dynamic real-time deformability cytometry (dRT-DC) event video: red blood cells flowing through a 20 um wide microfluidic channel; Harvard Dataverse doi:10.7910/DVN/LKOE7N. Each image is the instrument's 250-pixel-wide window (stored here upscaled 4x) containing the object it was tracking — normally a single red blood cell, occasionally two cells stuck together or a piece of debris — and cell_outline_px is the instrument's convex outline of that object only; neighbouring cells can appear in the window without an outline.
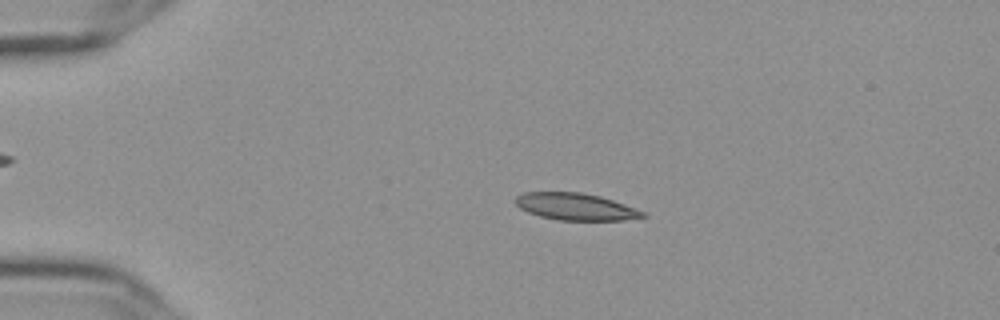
{"species": "Egyptian fruit bat (a non-hibernating species)", "species_latin": "Rousettus aegyptiacus", "temperature_condition": "cold", "stored_images_in_passage": 56, "camera_frame_rate_fps": 3000, "um_per_image_px": 0.085, "frame": {"image": 1, "passage_image": 12, "time_ms": 3.667, "image_size_px": [1000, 320], "cell_outline_px": [[648, 216], [620, 220], [560, 220], [540, 216], [528, 212], [520, 208], [512, 200], [516, 196], [524, 192], [580, 192], [600, 196], [648, 212]], "centroid_in_image_um": [48.93, 17.56], "position_along_channel_um": 36.1, "area_um2": 20.06}}
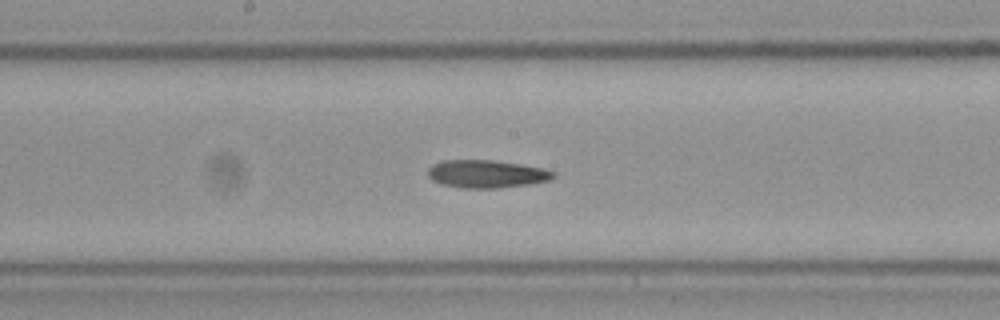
{"frame": {"image": 2, "passage_image": 30, "time_ms": 9.667, "image_size_px": [1000, 320], "cell_outline_px": [[556, 176], [548, 180], [532, 184], [500, 188], [464, 188], [440, 184], [432, 180], [428, 176], [428, 168], [432, 164], [444, 160], [492, 160], [520, 164], [540, 168], [556, 172]], "centroid_in_image_um": [41.34, 14.79], "position_along_channel_um": 206.9, "area_um2": 20.4}}
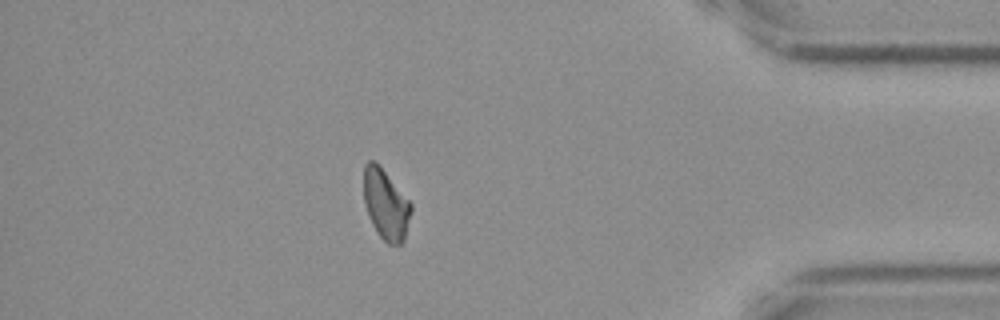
{"frame": {"image": 3, "passage_image": 49, "time_ms": 16.0, "image_size_px": [1000, 320], "cell_outline_px": [[412, 212], [404, 240], [400, 244], [388, 244], [380, 236], [372, 224], [364, 200], [364, 164], [368, 160], [376, 160], [380, 164], [412, 204]], "centroid_in_image_um": [32.8, 17.33], "position_along_channel_um": 402.4, "area_um2": 19.48}, "authors_computed_cell_mechanics": {"area_um2": 20.1144, "velocity_mm_per_s": 3.636, "shape_relaxation_time_tau1_ms": null, "shape_relaxation_time_tau2_ms": 9.4876, "deformation_change_tau1": null, "deformation_change_tau2": 0.205}}